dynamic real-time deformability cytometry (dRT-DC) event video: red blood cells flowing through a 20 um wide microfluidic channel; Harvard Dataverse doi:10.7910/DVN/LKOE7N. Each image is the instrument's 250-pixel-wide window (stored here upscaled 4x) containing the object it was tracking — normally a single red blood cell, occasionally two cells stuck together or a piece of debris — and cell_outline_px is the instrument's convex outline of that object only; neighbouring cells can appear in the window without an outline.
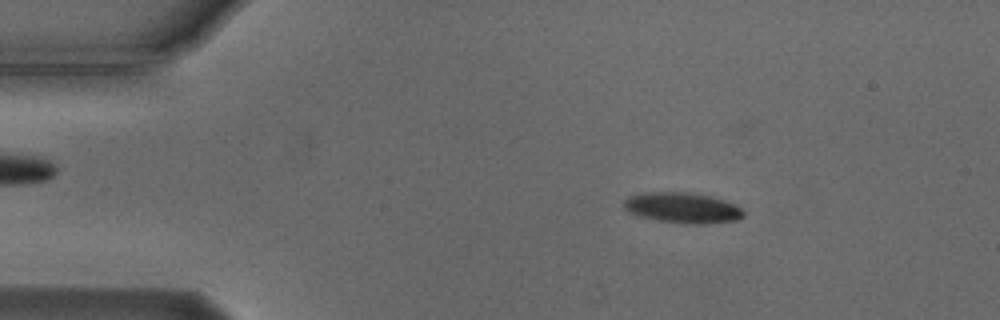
{"species": "Egyptian fruit bat (a non-hibernating species)", "species_latin": "Rousettus aegyptiacus", "temperature_condition": "cold", "stored_images_in_passage": 25, "camera_frame_rate_fps": 3000, "um_per_image_px": 0.085, "animal": {"sex": "male"}, "frame": {"image": 1, "passage_image": 4, "time_ms": 1.0, "image_size_px": [1000, 320], "cell_outline_px": [[744, 216], [736, 220], [704, 224], [684, 224], [656, 220], [640, 216], [628, 212], [624, 208], [624, 200], [628, 196], [644, 192], [684, 192], [712, 196], [736, 204], [744, 212]], "centroid_in_image_um": [58.0, 17.66], "position_along_channel_um": 27.0, "area_um2": 21.44}}
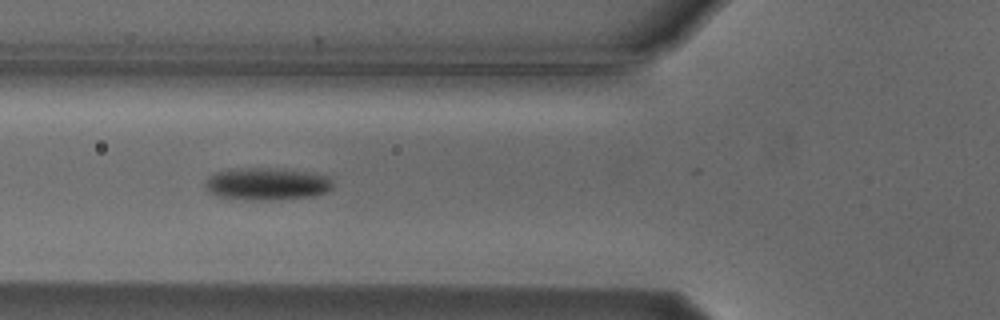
{"frame": {"image": 2, "passage_image": 15, "time_ms": 4.667, "image_size_px": [1000, 320], "cell_outline_px": [[332, 188], [328, 192], [312, 196], [268, 200], [244, 200], [220, 196], [208, 192], [204, 184], [208, 176], [216, 172], [240, 168], [276, 168], [304, 172], [328, 176], [332, 180]], "centroid_in_image_um": [22.66, 15.64], "position_along_channel_um": 103.1, "area_um2": 23.99}}
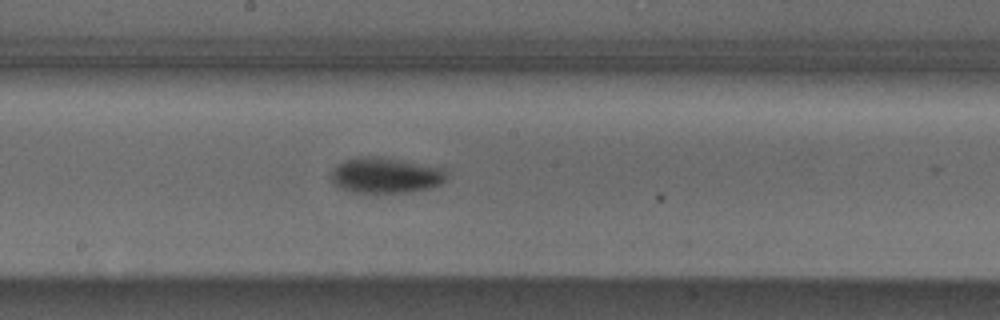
{"frame": {"image": 3, "passage_image": 24, "time_ms": 7.667, "image_size_px": [1000, 320], "cell_outline_px": [[444, 180], [440, 184], [428, 188], [412, 192], [352, 192], [340, 188], [332, 184], [332, 168], [344, 160], [360, 156], [380, 156], [404, 160], [444, 168]], "centroid_in_image_um": [32.73, 14.89], "position_along_channel_um": 215.5, "area_um2": 23.99}}